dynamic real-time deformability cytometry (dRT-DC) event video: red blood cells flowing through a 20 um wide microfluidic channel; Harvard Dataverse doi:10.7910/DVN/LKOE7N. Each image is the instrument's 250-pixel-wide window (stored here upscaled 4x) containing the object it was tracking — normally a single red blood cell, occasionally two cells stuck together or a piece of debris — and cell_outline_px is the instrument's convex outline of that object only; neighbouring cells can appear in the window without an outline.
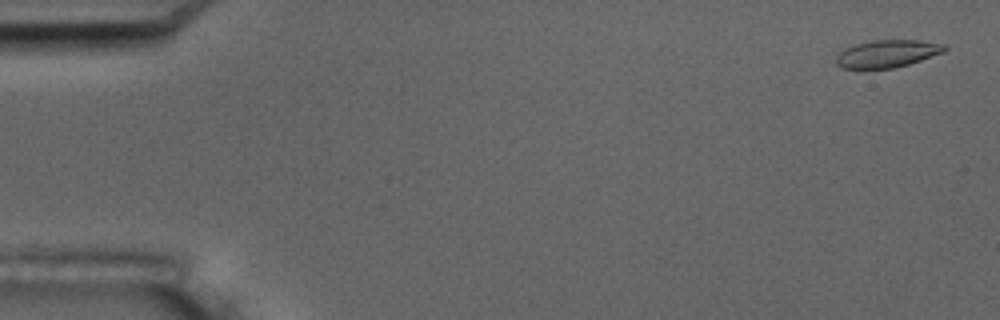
{"species": "common noctule bat (a hibernating species)", "species_latin": "Nyctalus noctula", "temperature_condition": "room temperature", "stored_images_in_passage": 16, "camera_frame_rate_fps": 3000, "um_per_image_px": 0.085, "animal": {"sex": "male", "body_mass_g": 17.5, "forearm_length_mm": 52.3}, "frame": {"image": 1, "passage_image": 1, "time_ms": 0.0, "image_size_px": [1000, 320], "cell_outline_px": [[948, 48], [944, 52], [908, 64], [892, 68], [840, 68], [836, 64], [836, 56], [844, 48], [856, 44], [872, 40], [920, 40], [948, 44]], "centroid_in_image_um": [75.44, 4.55], "position_along_channel_um": 9.6, "area_um2": 17.4}}
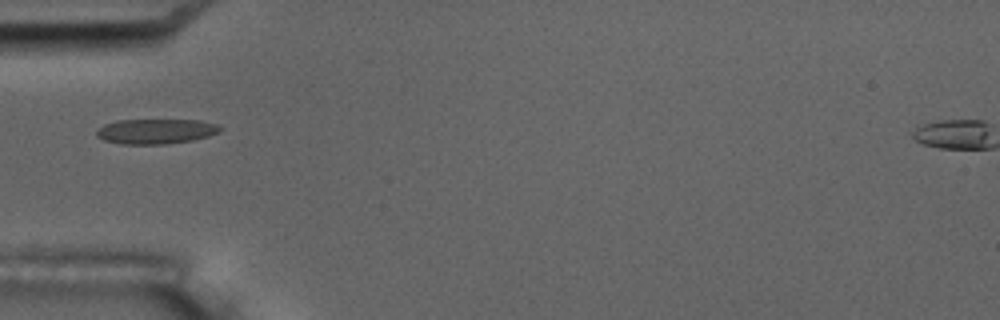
{"frame": {"image": 2, "passage_image": 5, "time_ms": 5.667, "image_size_px": [1000, 320], "cell_outline_px": [[220, 132], [208, 136], [192, 140], [164, 144], [120, 144], [104, 140], [96, 136], [96, 128], [104, 124], [116, 120], [200, 120], [216, 124], [220, 128]], "centroid_in_image_um": [13.19, 11.16], "position_along_channel_um": 71.8, "area_um2": 18.03}, "authors_computed_cell_mechanics": {"area_um2": 17.7735, "velocity_mm_per_s": 3.4905, "shape_relaxation_time_tau1_ms": null, "shape_relaxation_time_tau2_ms": 2.9124, "deformation_change_tau1": null, "deformation_change_tau2": 0.0763}}